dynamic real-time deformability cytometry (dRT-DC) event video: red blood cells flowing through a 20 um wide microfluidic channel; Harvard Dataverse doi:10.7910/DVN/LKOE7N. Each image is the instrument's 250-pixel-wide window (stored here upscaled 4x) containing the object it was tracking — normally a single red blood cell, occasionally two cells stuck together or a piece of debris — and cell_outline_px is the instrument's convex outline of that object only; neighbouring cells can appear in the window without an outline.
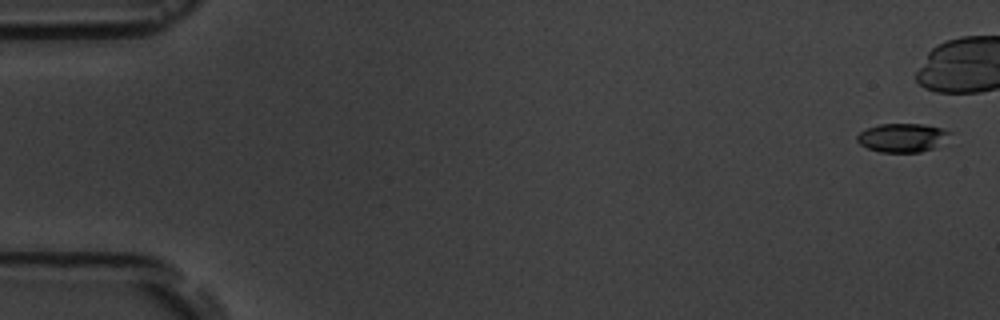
{"species": "common noctule bat (a hibernating species)", "species_latin": "Nyctalus noctula", "temperature_condition": "room temperature", "stored_images_in_passage": 6, "camera_frame_rate_fps": 3000, "um_per_image_px": 0.085, "animal": {"sex": "male", "body_mass_g": 19.5, "forearm_length_mm": 54.6}, "frame": {"image": 1, "passage_image": 1, "time_ms": 0.0, "image_size_px": [1000, 320], "cell_outline_px": [[952, 132], [936, 148], [920, 152], [880, 152], [868, 148], [860, 144], [856, 140], [856, 136], [860, 132], [868, 128], [880, 124], [924, 124], [940, 128]], "centroid_in_image_um": [76.69, 11.71], "position_along_channel_um": 8.3, "area_um2": 15.43}}